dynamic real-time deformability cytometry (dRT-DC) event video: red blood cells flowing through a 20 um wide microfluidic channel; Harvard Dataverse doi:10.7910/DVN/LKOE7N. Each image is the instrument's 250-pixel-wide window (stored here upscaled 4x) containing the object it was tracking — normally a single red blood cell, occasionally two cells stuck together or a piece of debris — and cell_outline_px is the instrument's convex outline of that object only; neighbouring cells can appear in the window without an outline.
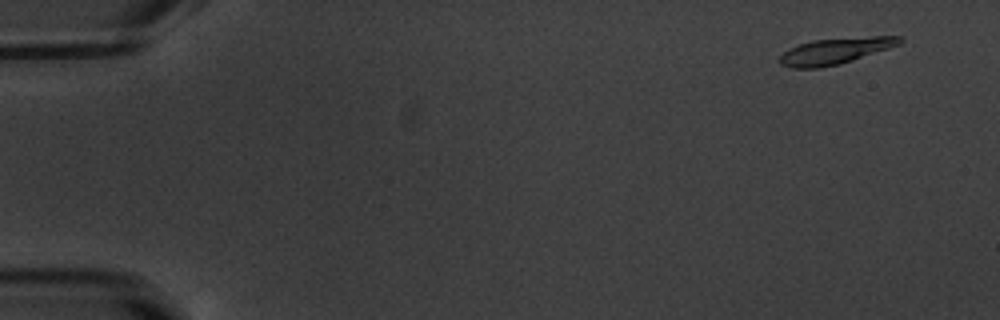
{"species": "common noctule bat (a hibernating species)", "species_latin": "Nyctalus noctula", "temperature_condition": "warm", "stored_images_in_passage": 54, "camera_frame_rate_fps": 3000, "um_per_image_px": 0.085, "animal": {"sex": "male", "body_mass_g": 20.1, "forearm_length_mm": 53.5}, "frame": {"image": 1, "passage_image": 4, "time_ms": 1.0, "image_size_px": [1000, 320], "cell_outline_px": [[904, 40], [900, 44], [840, 64], [820, 68], [792, 68], [780, 64], [780, 56], [788, 48], [812, 40], [872, 36], [900, 36]], "centroid_in_image_um": [70.98, 4.33], "position_along_channel_um": 14.0, "area_um2": 18.15}}
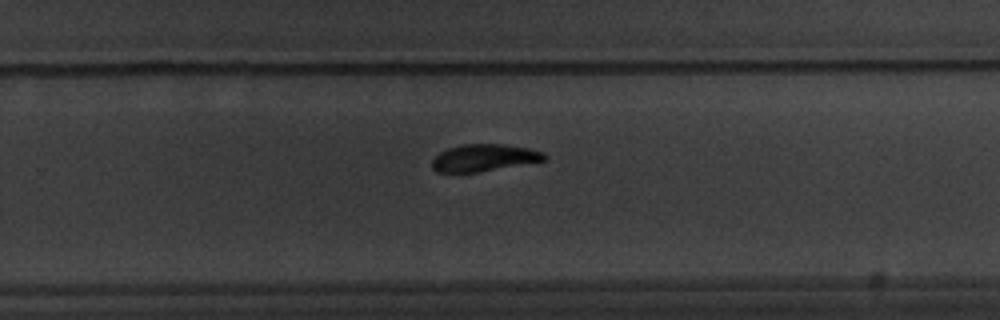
{"frame": {"image": 2, "passage_image": 36, "time_ms": 11.667, "image_size_px": [1000, 320], "cell_outline_px": [[548, 160], [480, 172], [436, 172], [432, 168], [432, 160], [440, 152], [448, 148], [460, 144], [504, 144], [528, 148], [544, 152], [548, 156]], "centroid_in_image_um": [41.18, 13.41], "position_along_channel_um": 288.6, "area_um2": 17.92}}
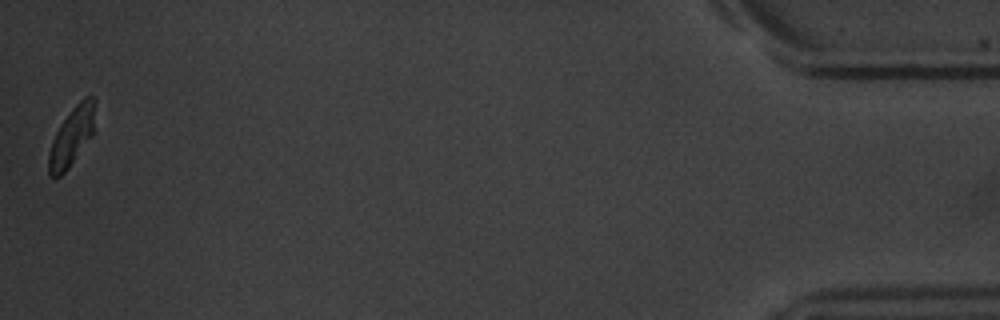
{"frame": {"image": 3, "passage_image": 54, "time_ms": 17.667, "image_size_px": [1000, 320], "cell_outline_px": [[96, 132], [68, 168], [60, 176], [52, 176], [48, 172], [48, 152], [52, 140], [60, 124], [72, 108], [84, 96], [92, 96], [96, 100]], "centroid_in_image_um": [6.16, 11.54], "position_along_channel_um": 429.0, "area_um2": 16.36}, "authors_computed_cell_mechanics": {"area_um2": 18.3226, "velocity_mm_per_s": 3.7875, "shape_relaxation_time_tau1_ms": 3.2671, "shape_relaxation_time_tau2_ms": 4.4062, "deformation_change_tau1": 0.1847, "deformation_change_tau2": 0.1164}}